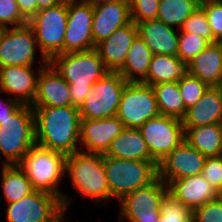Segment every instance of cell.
I'll return each instance as SVG.
<instances>
[{
  "label": "cell",
  "instance_id": "30",
  "mask_svg": "<svg viewBox=\"0 0 222 222\" xmlns=\"http://www.w3.org/2000/svg\"><path fill=\"white\" fill-rule=\"evenodd\" d=\"M159 113L165 116H172L182 119L186 109L178 87V81L159 83L152 86Z\"/></svg>",
  "mask_w": 222,
  "mask_h": 222
},
{
  "label": "cell",
  "instance_id": "44",
  "mask_svg": "<svg viewBox=\"0 0 222 222\" xmlns=\"http://www.w3.org/2000/svg\"><path fill=\"white\" fill-rule=\"evenodd\" d=\"M81 2L87 3L89 5H91L92 7L102 4V3H106V2H112V1H117V0H80Z\"/></svg>",
  "mask_w": 222,
  "mask_h": 222
},
{
  "label": "cell",
  "instance_id": "45",
  "mask_svg": "<svg viewBox=\"0 0 222 222\" xmlns=\"http://www.w3.org/2000/svg\"><path fill=\"white\" fill-rule=\"evenodd\" d=\"M215 86L222 92V70L220 72L219 79H218L217 84Z\"/></svg>",
  "mask_w": 222,
  "mask_h": 222
},
{
  "label": "cell",
  "instance_id": "17",
  "mask_svg": "<svg viewBox=\"0 0 222 222\" xmlns=\"http://www.w3.org/2000/svg\"><path fill=\"white\" fill-rule=\"evenodd\" d=\"M71 106L69 84L48 62L38 74L36 94L31 107Z\"/></svg>",
  "mask_w": 222,
  "mask_h": 222
},
{
  "label": "cell",
  "instance_id": "1",
  "mask_svg": "<svg viewBox=\"0 0 222 222\" xmlns=\"http://www.w3.org/2000/svg\"><path fill=\"white\" fill-rule=\"evenodd\" d=\"M32 108L37 146L65 155L80 150L81 116L78 108L73 106Z\"/></svg>",
  "mask_w": 222,
  "mask_h": 222
},
{
  "label": "cell",
  "instance_id": "24",
  "mask_svg": "<svg viewBox=\"0 0 222 222\" xmlns=\"http://www.w3.org/2000/svg\"><path fill=\"white\" fill-rule=\"evenodd\" d=\"M105 156L131 159L155 161L150 154L148 146L142 137L139 129L124 128L110 144Z\"/></svg>",
  "mask_w": 222,
  "mask_h": 222
},
{
  "label": "cell",
  "instance_id": "48",
  "mask_svg": "<svg viewBox=\"0 0 222 222\" xmlns=\"http://www.w3.org/2000/svg\"><path fill=\"white\" fill-rule=\"evenodd\" d=\"M5 166H6L5 163L1 161V158H0V168L3 169Z\"/></svg>",
  "mask_w": 222,
  "mask_h": 222
},
{
  "label": "cell",
  "instance_id": "2",
  "mask_svg": "<svg viewBox=\"0 0 222 222\" xmlns=\"http://www.w3.org/2000/svg\"><path fill=\"white\" fill-rule=\"evenodd\" d=\"M69 84L71 106L80 108L92 85L108 70L95 48L54 55L48 61Z\"/></svg>",
  "mask_w": 222,
  "mask_h": 222
},
{
  "label": "cell",
  "instance_id": "31",
  "mask_svg": "<svg viewBox=\"0 0 222 222\" xmlns=\"http://www.w3.org/2000/svg\"><path fill=\"white\" fill-rule=\"evenodd\" d=\"M199 6L200 0H160L157 19L179 30Z\"/></svg>",
  "mask_w": 222,
  "mask_h": 222
},
{
  "label": "cell",
  "instance_id": "19",
  "mask_svg": "<svg viewBox=\"0 0 222 222\" xmlns=\"http://www.w3.org/2000/svg\"><path fill=\"white\" fill-rule=\"evenodd\" d=\"M123 129V123L117 116L98 120H81L80 149L105 154L113 139Z\"/></svg>",
  "mask_w": 222,
  "mask_h": 222
},
{
  "label": "cell",
  "instance_id": "37",
  "mask_svg": "<svg viewBox=\"0 0 222 222\" xmlns=\"http://www.w3.org/2000/svg\"><path fill=\"white\" fill-rule=\"evenodd\" d=\"M28 20L21 14L16 0H0V28L22 26Z\"/></svg>",
  "mask_w": 222,
  "mask_h": 222
},
{
  "label": "cell",
  "instance_id": "27",
  "mask_svg": "<svg viewBox=\"0 0 222 222\" xmlns=\"http://www.w3.org/2000/svg\"><path fill=\"white\" fill-rule=\"evenodd\" d=\"M186 73V64L175 55L156 54L152 56L146 78V85L179 81Z\"/></svg>",
  "mask_w": 222,
  "mask_h": 222
},
{
  "label": "cell",
  "instance_id": "40",
  "mask_svg": "<svg viewBox=\"0 0 222 222\" xmlns=\"http://www.w3.org/2000/svg\"><path fill=\"white\" fill-rule=\"evenodd\" d=\"M202 175L216 190L222 186V155L205 160Z\"/></svg>",
  "mask_w": 222,
  "mask_h": 222
},
{
  "label": "cell",
  "instance_id": "42",
  "mask_svg": "<svg viewBox=\"0 0 222 222\" xmlns=\"http://www.w3.org/2000/svg\"><path fill=\"white\" fill-rule=\"evenodd\" d=\"M21 14L29 21L37 13L36 0H16Z\"/></svg>",
  "mask_w": 222,
  "mask_h": 222
},
{
  "label": "cell",
  "instance_id": "3",
  "mask_svg": "<svg viewBox=\"0 0 222 222\" xmlns=\"http://www.w3.org/2000/svg\"><path fill=\"white\" fill-rule=\"evenodd\" d=\"M65 176L80 196L98 204L112 199L104 169L103 154L83 150L66 155Z\"/></svg>",
  "mask_w": 222,
  "mask_h": 222
},
{
  "label": "cell",
  "instance_id": "28",
  "mask_svg": "<svg viewBox=\"0 0 222 222\" xmlns=\"http://www.w3.org/2000/svg\"><path fill=\"white\" fill-rule=\"evenodd\" d=\"M152 52L139 36L133 41L122 67L117 71L127 82H142L148 73Z\"/></svg>",
  "mask_w": 222,
  "mask_h": 222
},
{
  "label": "cell",
  "instance_id": "26",
  "mask_svg": "<svg viewBox=\"0 0 222 222\" xmlns=\"http://www.w3.org/2000/svg\"><path fill=\"white\" fill-rule=\"evenodd\" d=\"M184 130V140L207 158L222 155V123L190 127Z\"/></svg>",
  "mask_w": 222,
  "mask_h": 222
},
{
  "label": "cell",
  "instance_id": "4",
  "mask_svg": "<svg viewBox=\"0 0 222 222\" xmlns=\"http://www.w3.org/2000/svg\"><path fill=\"white\" fill-rule=\"evenodd\" d=\"M65 159L66 155L63 153L35 145L18 166L26 173L35 190L52 193L59 197L64 212H67L72 200L70 196L60 191V184L65 175Z\"/></svg>",
  "mask_w": 222,
  "mask_h": 222
},
{
  "label": "cell",
  "instance_id": "9",
  "mask_svg": "<svg viewBox=\"0 0 222 222\" xmlns=\"http://www.w3.org/2000/svg\"><path fill=\"white\" fill-rule=\"evenodd\" d=\"M168 186L159 177L119 201L120 222H158L160 205Z\"/></svg>",
  "mask_w": 222,
  "mask_h": 222
},
{
  "label": "cell",
  "instance_id": "18",
  "mask_svg": "<svg viewBox=\"0 0 222 222\" xmlns=\"http://www.w3.org/2000/svg\"><path fill=\"white\" fill-rule=\"evenodd\" d=\"M132 22L128 0L106 2L93 7L92 37L97 45L118 28Z\"/></svg>",
  "mask_w": 222,
  "mask_h": 222
},
{
  "label": "cell",
  "instance_id": "12",
  "mask_svg": "<svg viewBox=\"0 0 222 222\" xmlns=\"http://www.w3.org/2000/svg\"><path fill=\"white\" fill-rule=\"evenodd\" d=\"M139 131L148 146L151 157L158 164L185 138L182 120L162 114L147 120Z\"/></svg>",
  "mask_w": 222,
  "mask_h": 222
},
{
  "label": "cell",
  "instance_id": "20",
  "mask_svg": "<svg viewBox=\"0 0 222 222\" xmlns=\"http://www.w3.org/2000/svg\"><path fill=\"white\" fill-rule=\"evenodd\" d=\"M137 36V24L132 21L115 30L109 38L102 40L95 46L108 71L117 72L122 67L126 55Z\"/></svg>",
  "mask_w": 222,
  "mask_h": 222
},
{
  "label": "cell",
  "instance_id": "41",
  "mask_svg": "<svg viewBox=\"0 0 222 222\" xmlns=\"http://www.w3.org/2000/svg\"><path fill=\"white\" fill-rule=\"evenodd\" d=\"M1 94L2 93L0 92V95ZM8 97L9 96L7 95L6 100L0 97V124L8 117H11L12 114L22 105L15 99Z\"/></svg>",
  "mask_w": 222,
  "mask_h": 222
},
{
  "label": "cell",
  "instance_id": "5",
  "mask_svg": "<svg viewBox=\"0 0 222 222\" xmlns=\"http://www.w3.org/2000/svg\"><path fill=\"white\" fill-rule=\"evenodd\" d=\"M36 145L35 116L30 105H21L0 124V158L6 166L19 165Z\"/></svg>",
  "mask_w": 222,
  "mask_h": 222
},
{
  "label": "cell",
  "instance_id": "36",
  "mask_svg": "<svg viewBox=\"0 0 222 222\" xmlns=\"http://www.w3.org/2000/svg\"><path fill=\"white\" fill-rule=\"evenodd\" d=\"M199 7L205 12L215 40L222 42V0H203Z\"/></svg>",
  "mask_w": 222,
  "mask_h": 222
},
{
  "label": "cell",
  "instance_id": "8",
  "mask_svg": "<svg viewBox=\"0 0 222 222\" xmlns=\"http://www.w3.org/2000/svg\"><path fill=\"white\" fill-rule=\"evenodd\" d=\"M128 82L118 72L108 71L96 81L79 108L81 120L116 116L122 91Z\"/></svg>",
  "mask_w": 222,
  "mask_h": 222
},
{
  "label": "cell",
  "instance_id": "39",
  "mask_svg": "<svg viewBox=\"0 0 222 222\" xmlns=\"http://www.w3.org/2000/svg\"><path fill=\"white\" fill-rule=\"evenodd\" d=\"M193 222H222V202L216 198L195 208Z\"/></svg>",
  "mask_w": 222,
  "mask_h": 222
},
{
  "label": "cell",
  "instance_id": "16",
  "mask_svg": "<svg viewBox=\"0 0 222 222\" xmlns=\"http://www.w3.org/2000/svg\"><path fill=\"white\" fill-rule=\"evenodd\" d=\"M45 65L40 63L38 70L34 65L0 67V92L23 105L31 106L36 94L38 74Z\"/></svg>",
  "mask_w": 222,
  "mask_h": 222
},
{
  "label": "cell",
  "instance_id": "7",
  "mask_svg": "<svg viewBox=\"0 0 222 222\" xmlns=\"http://www.w3.org/2000/svg\"><path fill=\"white\" fill-rule=\"evenodd\" d=\"M68 20V0L38 11L28 24L33 28L42 64L57 54H64V36Z\"/></svg>",
  "mask_w": 222,
  "mask_h": 222
},
{
  "label": "cell",
  "instance_id": "23",
  "mask_svg": "<svg viewBox=\"0 0 222 222\" xmlns=\"http://www.w3.org/2000/svg\"><path fill=\"white\" fill-rule=\"evenodd\" d=\"M184 129L222 123V92L209 86L197 104L186 109L181 119Z\"/></svg>",
  "mask_w": 222,
  "mask_h": 222
},
{
  "label": "cell",
  "instance_id": "47",
  "mask_svg": "<svg viewBox=\"0 0 222 222\" xmlns=\"http://www.w3.org/2000/svg\"><path fill=\"white\" fill-rule=\"evenodd\" d=\"M65 214L66 212H64L55 222H66L65 219Z\"/></svg>",
  "mask_w": 222,
  "mask_h": 222
},
{
  "label": "cell",
  "instance_id": "25",
  "mask_svg": "<svg viewBox=\"0 0 222 222\" xmlns=\"http://www.w3.org/2000/svg\"><path fill=\"white\" fill-rule=\"evenodd\" d=\"M222 70V42L211 43L186 65V72L215 86Z\"/></svg>",
  "mask_w": 222,
  "mask_h": 222
},
{
  "label": "cell",
  "instance_id": "22",
  "mask_svg": "<svg viewBox=\"0 0 222 222\" xmlns=\"http://www.w3.org/2000/svg\"><path fill=\"white\" fill-rule=\"evenodd\" d=\"M138 36L145 41L153 55L178 56L179 32L159 19L137 23Z\"/></svg>",
  "mask_w": 222,
  "mask_h": 222
},
{
  "label": "cell",
  "instance_id": "14",
  "mask_svg": "<svg viewBox=\"0 0 222 222\" xmlns=\"http://www.w3.org/2000/svg\"><path fill=\"white\" fill-rule=\"evenodd\" d=\"M93 7L80 0H68L64 54L95 48L92 37Z\"/></svg>",
  "mask_w": 222,
  "mask_h": 222
},
{
  "label": "cell",
  "instance_id": "33",
  "mask_svg": "<svg viewBox=\"0 0 222 222\" xmlns=\"http://www.w3.org/2000/svg\"><path fill=\"white\" fill-rule=\"evenodd\" d=\"M178 87L185 109H188L199 102L209 85L186 72L178 81Z\"/></svg>",
  "mask_w": 222,
  "mask_h": 222
},
{
  "label": "cell",
  "instance_id": "46",
  "mask_svg": "<svg viewBox=\"0 0 222 222\" xmlns=\"http://www.w3.org/2000/svg\"><path fill=\"white\" fill-rule=\"evenodd\" d=\"M216 198L222 202V186L217 190Z\"/></svg>",
  "mask_w": 222,
  "mask_h": 222
},
{
  "label": "cell",
  "instance_id": "11",
  "mask_svg": "<svg viewBox=\"0 0 222 222\" xmlns=\"http://www.w3.org/2000/svg\"><path fill=\"white\" fill-rule=\"evenodd\" d=\"M5 210L6 222H55L64 213L59 197L40 190L8 203Z\"/></svg>",
  "mask_w": 222,
  "mask_h": 222
},
{
  "label": "cell",
  "instance_id": "15",
  "mask_svg": "<svg viewBox=\"0 0 222 222\" xmlns=\"http://www.w3.org/2000/svg\"><path fill=\"white\" fill-rule=\"evenodd\" d=\"M206 158L184 140L158 164V177L168 185L175 179L202 174Z\"/></svg>",
  "mask_w": 222,
  "mask_h": 222
},
{
  "label": "cell",
  "instance_id": "35",
  "mask_svg": "<svg viewBox=\"0 0 222 222\" xmlns=\"http://www.w3.org/2000/svg\"><path fill=\"white\" fill-rule=\"evenodd\" d=\"M179 30L201 36L207 39L210 43L217 42L207 22L205 12L200 7L189 16Z\"/></svg>",
  "mask_w": 222,
  "mask_h": 222
},
{
  "label": "cell",
  "instance_id": "6",
  "mask_svg": "<svg viewBox=\"0 0 222 222\" xmlns=\"http://www.w3.org/2000/svg\"><path fill=\"white\" fill-rule=\"evenodd\" d=\"M103 160L110 195L118 202L129 193L152 183L158 177L156 161L115 158L104 154Z\"/></svg>",
  "mask_w": 222,
  "mask_h": 222
},
{
  "label": "cell",
  "instance_id": "21",
  "mask_svg": "<svg viewBox=\"0 0 222 222\" xmlns=\"http://www.w3.org/2000/svg\"><path fill=\"white\" fill-rule=\"evenodd\" d=\"M167 186L168 193L192 211L217 197V190L202 174L172 180Z\"/></svg>",
  "mask_w": 222,
  "mask_h": 222
},
{
  "label": "cell",
  "instance_id": "38",
  "mask_svg": "<svg viewBox=\"0 0 222 222\" xmlns=\"http://www.w3.org/2000/svg\"><path fill=\"white\" fill-rule=\"evenodd\" d=\"M132 21L137 24L147 20L157 19L160 0H128Z\"/></svg>",
  "mask_w": 222,
  "mask_h": 222
},
{
  "label": "cell",
  "instance_id": "29",
  "mask_svg": "<svg viewBox=\"0 0 222 222\" xmlns=\"http://www.w3.org/2000/svg\"><path fill=\"white\" fill-rule=\"evenodd\" d=\"M1 171V186L5 202L12 203L32 193V187L26 173L18 166H5Z\"/></svg>",
  "mask_w": 222,
  "mask_h": 222
},
{
  "label": "cell",
  "instance_id": "10",
  "mask_svg": "<svg viewBox=\"0 0 222 222\" xmlns=\"http://www.w3.org/2000/svg\"><path fill=\"white\" fill-rule=\"evenodd\" d=\"M159 114L152 86L141 82H128L125 85L116 114L124 128L139 129L147 120Z\"/></svg>",
  "mask_w": 222,
  "mask_h": 222
},
{
  "label": "cell",
  "instance_id": "43",
  "mask_svg": "<svg viewBox=\"0 0 222 222\" xmlns=\"http://www.w3.org/2000/svg\"><path fill=\"white\" fill-rule=\"evenodd\" d=\"M65 0H36L37 3V12L40 10L47 9L49 7L56 6Z\"/></svg>",
  "mask_w": 222,
  "mask_h": 222
},
{
  "label": "cell",
  "instance_id": "13",
  "mask_svg": "<svg viewBox=\"0 0 222 222\" xmlns=\"http://www.w3.org/2000/svg\"><path fill=\"white\" fill-rule=\"evenodd\" d=\"M38 46L33 28L22 26L4 28L0 33V67L34 65Z\"/></svg>",
  "mask_w": 222,
  "mask_h": 222
},
{
  "label": "cell",
  "instance_id": "34",
  "mask_svg": "<svg viewBox=\"0 0 222 222\" xmlns=\"http://www.w3.org/2000/svg\"><path fill=\"white\" fill-rule=\"evenodd\" d=\"M210 44L201 36L179 30L178 57L187 65Z\"/></svg>",
  "mask_w": 222,
  "mask_h": 222
},
{
  "label": "cell",
  "instance_id": "32",
  "mask_svg": "<svg viewBox=\"0 0 222 222\" xmlns=\"http://www.w3.org/2000/svg\"><path fill=\"white\" fill-rule=\"evenodd\" d=\"M158 222H193V211L167 193L161 201Z\"/></svg>",
  "mask_w": 222,
  "mask_h": 222
}]
</instances>
